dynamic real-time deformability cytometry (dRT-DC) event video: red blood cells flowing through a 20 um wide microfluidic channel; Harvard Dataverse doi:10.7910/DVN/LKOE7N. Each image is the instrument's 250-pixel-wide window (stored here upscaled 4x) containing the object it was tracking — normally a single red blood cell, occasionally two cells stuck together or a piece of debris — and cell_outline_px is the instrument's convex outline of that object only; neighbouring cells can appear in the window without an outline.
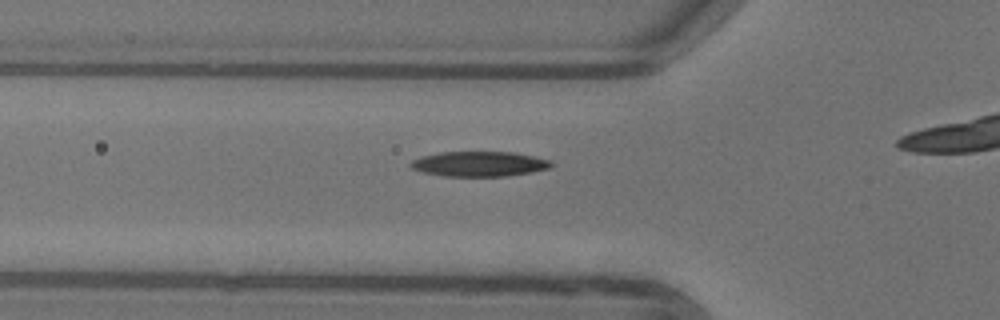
{"species": "common noctule bat (a hibernating species)", "species_latin": "Nyctalus noctula", "temperature_condition": "warm", "stored_images_in_passage": 17, "camera_frame_rate_fps": 3000, "um_per_image_px": 0.085, "animal": {"sex": "female"}, "frame": {"image": 1, "passage_image": 12, "time_ms": 3.667, "image_size_px": [1000, 320], "cell_outline_px": [[552, 168], [532, 172], [508, 176], [444, 176], [424, 172], [412, 168], [408, 164], [412, 160], [420, 156], [440, 152], [512, 152], [552, 160]], "centroid_in_image_um": [40.75, 13.93], "position_along_channel_um": 85.1, "area_um2": 20.58}}
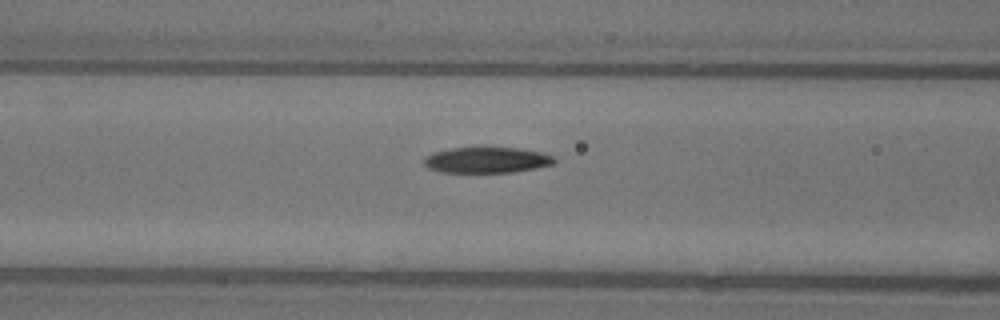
{"frame": {"image": 2, "passage_image": 15, "time_ms": 4.667, "image_size_px": [1000, 320], "cell_outline_px": [[556, 160], [552, 164], [536, 168], [512, 172], [440, 172], [428, 168], [424, 164], [424, 156], [432, 152], [452, 148], [476, 144], [520, 148], [540, 152], [552, 156]], "centroid_in_image_um": [41.32, 13.55], "position_along_channel_um": 125.3, "area_um2": 20.46}}